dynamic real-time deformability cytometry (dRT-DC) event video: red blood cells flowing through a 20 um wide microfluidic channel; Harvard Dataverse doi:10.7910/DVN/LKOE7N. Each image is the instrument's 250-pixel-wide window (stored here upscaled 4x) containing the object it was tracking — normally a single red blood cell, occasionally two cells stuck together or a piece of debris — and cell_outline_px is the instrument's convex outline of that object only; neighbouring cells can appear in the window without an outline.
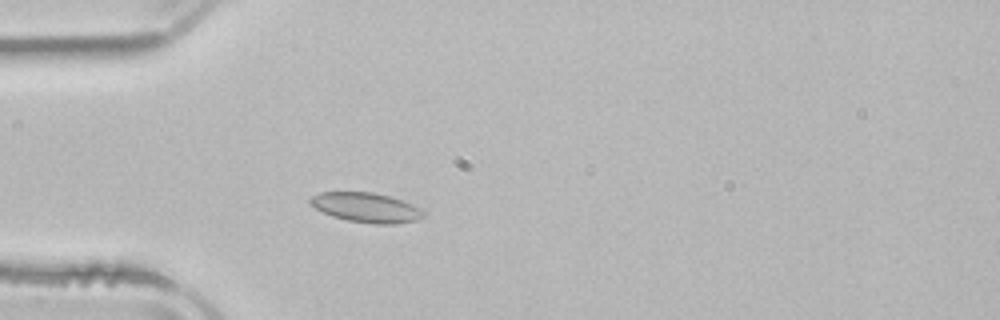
{"species": "common noctule bat (a hibernating species)", "species_latin": "Nyctalus noctula", "temperature_condition": "room temperature", "stored_images_in_passage": 2, "camera_frame_rate_fps": 3000, "um_per_image_px": 0.085, "animal": {"sex": "male", "body_mass_g": 21.5, "forearm_length_mm": 52.0}, "frame": {"image": 1, "passage_image": 2, "time_ms": 1.333, "image_size_px": [1000, 320], "cell_outline_px": [[424, 216], [416, 220], [396, 224], [376, 224], [348, 220], [332, 216], [316, 208], [308, 200], [312, 196], [320, 192], [372, 192], [388, 196], [424, 208]], "centroid_in_image_um": [31.16, 17.64], "position_along_channel_um": 53.8, "area_um2": 19.42}}